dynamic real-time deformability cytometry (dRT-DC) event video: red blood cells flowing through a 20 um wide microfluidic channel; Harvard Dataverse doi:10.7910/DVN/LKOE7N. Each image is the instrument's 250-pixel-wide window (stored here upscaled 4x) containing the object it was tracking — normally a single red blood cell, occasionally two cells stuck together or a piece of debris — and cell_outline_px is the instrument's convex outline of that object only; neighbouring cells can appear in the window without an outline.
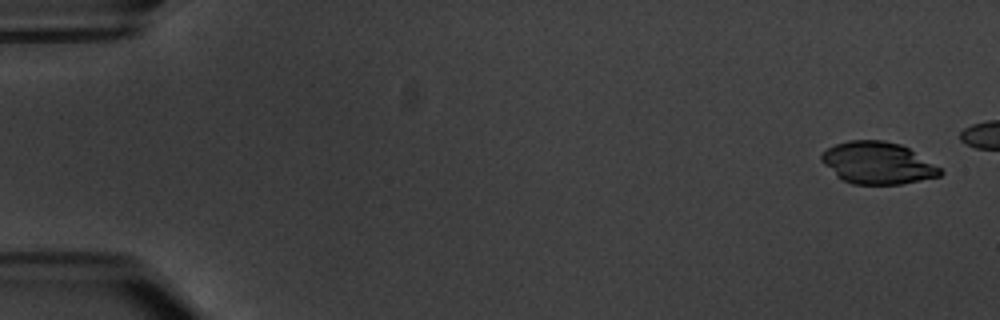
{"species": "common noctule bat (a hibernating species)", "species_latin": "Nyctalus noctula", "temperature_condition": "warm", "stored_images_in_passage": 7, "camera_frame_rate_fps": 3000, "um_per_image_px": 0.085, "animal": {"sex": "male", "body_mass_g": 20.1, "forearm_length_mm": 53.5}, "frame": {"image": 1, "passage_image": 1, "time_ms": 0.0, "image_size_px": [1000, 320], "cell_outline_px": [[944, 172], [940, 176], [900, 184], [852, 184], [836, 176], [820, 160], [820, 152], [836, 144], [848, 140], [884, 140], [900, 144], [908, 148], [940, 168]], "centroid_in_image_um": [74.56, 13.85], "position_along_channel_um": 10.4, "area_um2": 28.96}}